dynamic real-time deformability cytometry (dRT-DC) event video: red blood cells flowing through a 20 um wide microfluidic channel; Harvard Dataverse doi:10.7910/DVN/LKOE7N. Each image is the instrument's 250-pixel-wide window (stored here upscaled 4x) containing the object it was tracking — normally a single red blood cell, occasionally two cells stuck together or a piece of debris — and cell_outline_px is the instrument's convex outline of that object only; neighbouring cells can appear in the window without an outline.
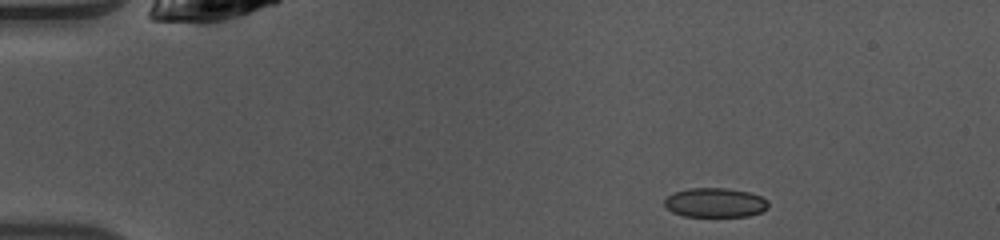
{"species": "common noctule bat (a hibernating species)", "species_latin": "Nyctalus noctula", "temperature_condition": "warm", "stored_images_in_passage": 42, "camera_frame_rate_fps": 3000, "um_per_image_px": 0.085, "animal": {"sex": "female", "body_mass_g": 10.0, "forearm_length_mm": 53.1}, "frame": {"image": 1, "passage_image": 1, "time_ms": 0.0, "image_size_px": [1000, 240], "cell_outline_px": [[768, 208], [760, 212], [748, 216], [684, 216], [672, 212], [664, 204], [664, 200], [672, 192], [688, 188], [728, 188], [748, 192], [760, 196], [768, 200]], "centroid_in_image_um": [60.77, 17.21], "position_along_channel_um": 24.2, "area_um2": 17.8}}
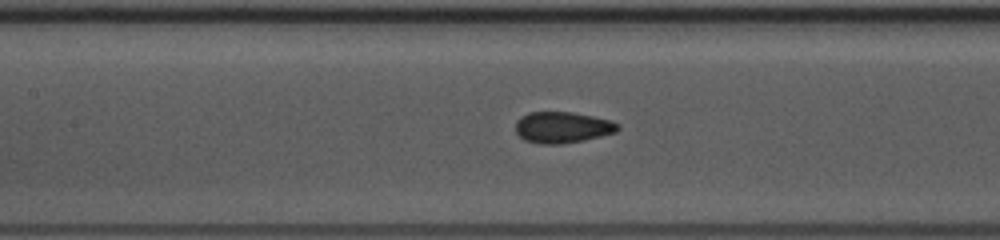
{"frame": {"image": 2, "passage_image": 16, "time_ms": 5.0, "image_size_px": [1000, 240], "cell_outline_px": [[620, 128], [616, 132], [584, 140], [564, 144], [540, 144], [524, 140], [516, 132], [516, 120], [520, 116], [528, 112], [572, 112], [592, 116], [608, 120], [620, 124]], "centroid_in_image_um": [47.78, 10.83], "position_along_channel_um": 159.6, "area_um2": 18.67}}
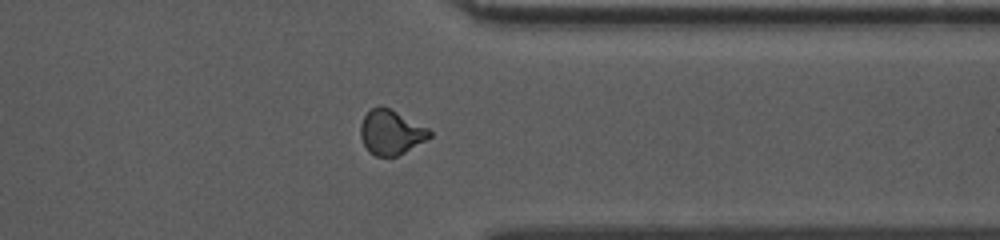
{"frame": {"image": 3, "passage_image": 32, "time_ms": 10.333, "image_size_px": [1000, 240], "cell_outline_px": [[432, 136], [404, 152], [396, 156], [376, 156], [368, 152], [360, 136], [360, 124], [364, 116], [372, 108], [380, 104], [428, 128], [432, 132]], "centroid_in_image_um": [33.2, 11.24], "position_along_channel_um": 378.2, "area_um2": 17.74}, "authors_computed_cell_mechanics": {"area_um2": 17.8891, "velocity_mm_per_s": 4.1484, "shape_relaxation_time_tau1_ms": 5.2086, "shape_relaxation_time_tau2_ms": 0.9907, "deformation_change_tau1": 0.1178, "deformation_change_tau2": 0.0434}}